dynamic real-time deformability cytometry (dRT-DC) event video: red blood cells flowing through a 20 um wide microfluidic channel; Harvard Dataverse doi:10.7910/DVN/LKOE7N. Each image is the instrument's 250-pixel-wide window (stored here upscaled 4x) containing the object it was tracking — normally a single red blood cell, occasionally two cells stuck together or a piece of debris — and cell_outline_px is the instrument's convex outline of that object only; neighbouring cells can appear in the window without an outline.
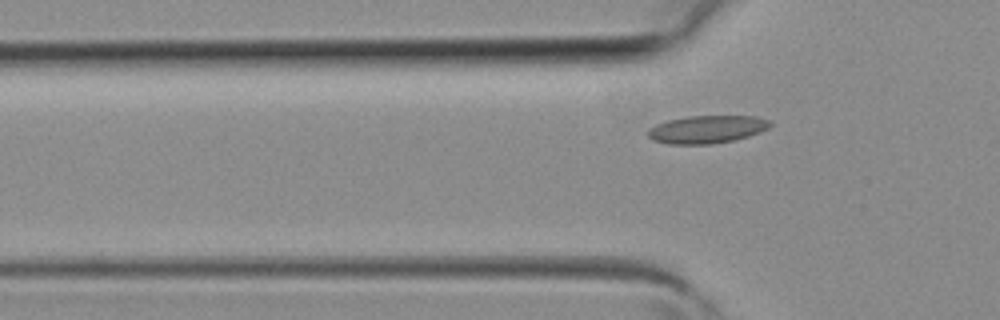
{"species": "common noctule bat (a hibernating species)", "species_latin": "Nyctalus noctula", "temperature_condition": "room temperature", "stored_images_in_passage": 5, "camera_frame_rate_fps": 3000, "um_per_image_px": 0.085, "animal": {"sex": "female", "body_mass_g": 19.3, "forearm_length_mm": 54.1}, "frame": {"image": 1, "passage_image": 4, "time_ms": 1.0, "image_size_px": [1000, 320], "cell_outline_px": [[772, 124], [768, 128], [760, 132], [748, 136], [732, 140], [712, 144], [668, 144], [652, 140], [648, 136], [648, 128], [656, 124], [668, 120], [688, 116], [756, 116], [768, 120]], "centroid_in_image_um": [60.06, 10.99], "position_along_channel_um": 65.7, "area_um2": 19.77}}
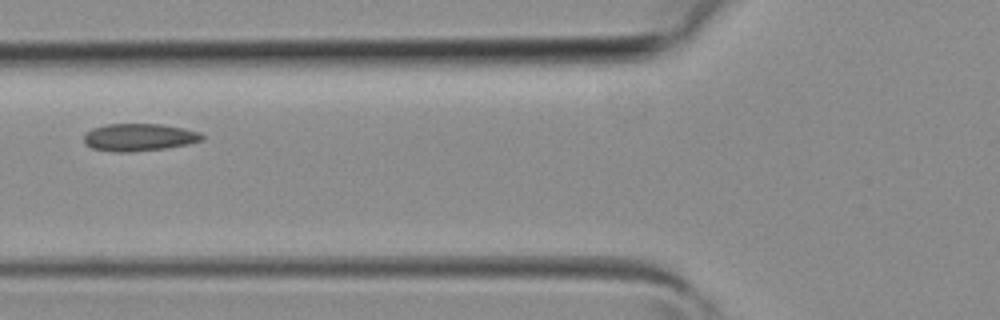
{"frame": {"image": 2, "passage_image": 5, "time_ms": 1.333, "image_size_px": [1000, 320], "cell_outline_px": [[204, 140], [188, 144], [164, 148], [132, 152], [112, 152], [92, 148], [84, 144], [84, 132], [92, 128], [108, 124], [160, 124], [184, 128], [200, 132], [204, 136]], "centroid_in_image_um": [11.8, 11.67], "position_along_channel_um": 114.0, "area_um2": 19.07}}